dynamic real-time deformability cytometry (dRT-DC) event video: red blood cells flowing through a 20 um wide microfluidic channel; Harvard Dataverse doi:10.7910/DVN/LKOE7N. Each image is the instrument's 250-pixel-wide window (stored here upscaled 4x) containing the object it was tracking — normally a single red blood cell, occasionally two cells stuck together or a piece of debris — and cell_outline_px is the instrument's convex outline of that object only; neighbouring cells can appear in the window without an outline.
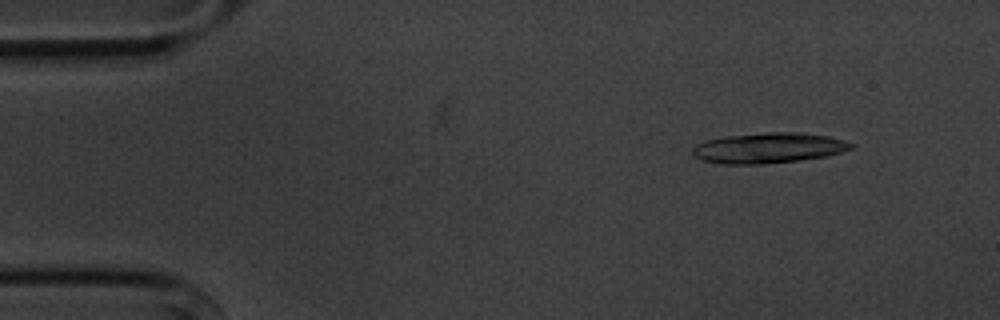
{"species": "common noctule bat (a hibernating species)", "species_latin": "Nyctalus noctula", "temperature_condition": "cold", "stored_images_in_passage": 7, "camera_frame_rate_fps": 3000, "um_per_image_px": 0.085, "animal": {"sex": "male", "body_mass_g": 20.1, "forearm_length_mm": 53.5}, "frame": {"image": 1, "passage_image": 2, "time_ms": 1.0, "image_size_px": [1000, 320], "cell_outline_px": [[856, 144], [852, 148], [828, 156], [800, 160], [764, 164], [720, 164], [700, 160], [692, 152], [692, 148], [696, 144], [704, 140], [724, 136], [768, 132], [800, 132], [828, 136], [844, 140]], "centroid_in_image_um": [65.31, 12.57], "position_along_channel_um": 19.7, "area_um2": 28.38}}